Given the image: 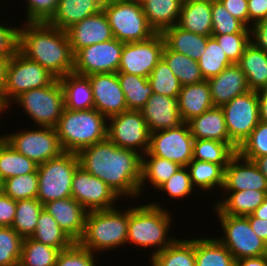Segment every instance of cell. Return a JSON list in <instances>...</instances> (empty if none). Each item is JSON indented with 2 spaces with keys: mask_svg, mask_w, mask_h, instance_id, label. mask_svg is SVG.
Listing matches in <instances>:
<instances>
[{
  "mask_svg": "<svg viewBox=\"0 0 267 266\" xmlns=\"http://www.w3.org/2000/svg\"><path fill=\"white\" fill-rule=\"evenodd\" d=\"M94 255L96 254L74 242L69 248L60 251L55 266H96L98 261Z\"/></svg>",
  "mask_w": 267,
  "mask_h": 266,
  "instance_id": "obj_52",
  "label": "cell"
},
{
  "mask_svg": "<svg viewBox=\"0 0 267 266\" xmlns=\"http://www.w3.org/2000/svg\"><path fill=\"white\" fill-rule=\"evenodd\" d=\"M124 43L111 40L86 46L74 54V73L88 76L117 73Z\"/></svg>",
  "mask_w": 267,
  "mask_h": 266,
  "instance_id": "obj_15",
  "label": "cell"
},
{
  "mask_svg": "<svg viewBox=\"0 0 267 266\" xmlns=\"http://www.w3.org/2000/svg\"><path fill=\"white\" fill-rule=\"evenodd\" d=\"M23 240L12 227H0V266L19 265Z\"/></svg>",
  "mask_w": 267,
  "mask_h": 266,
  "instance_id": "obj_48",
  "label": "cell"
},
{
  "mask_svg": "<svg viewBox=\"0 0 267 266\" xmlns=\"http://www.w3.org/2000/svg\"><path fill=\"white\" fill-rule=\"evenodd\" d=\"M44 209L74 242L81 239L88 211L73 197L49 201Z\"/></svg>",
  "mask_w": 267,
  "mask_h": 266,
  "instance_id": "obj_21",
  "label": "cell"
},
{
  "mask_svg": "<svg viewBox=\"0 0 267 266\" xmlns=\"http://www.w3.org/2000/svg\"><path fill=\"white\" fill-rule=\"evenodd\" d=\"M211 36L216 39L232 63L239 62L245 48L251 43L250 33H233Z\"/></svg>",
  "mask_w": 267,
  "mask_h": 266,
  "instance_id": "obj_51",
  "label": "cell"
},
{
  "mask_svg": "<svg viewBox=\"0 0 267 266\" xmlns=\"http://www.w3.org/2000/svg\"><path fill=\"white\" fill-rule=\"evenodd\" d=\"M56 78L34 60L19 50L9 59L5 75L7 110L21 93L50 85Z\"/></svg>",
  "mask_w": 267,
  "mask_h": 266,
  "instance_id": "obj_9",
  "label": "cell"
},
{
  "mask_svg": "<svg viewBox=\"0 0 267 266\" xmlns=\"http://www.w3.org/2000/svg\"><path fill=\"white\" fill-rule=\"evenodd\" d=\"M72 197L88 212L115 208L114 203L121 199L105 182L80 166L73 176Z\"/></svg>",
  "mask_w": 267,
  "mask_h": 266,
  "instance_id": "obj_17",
  "label": "cell"
},
{
  "mask_svg": "<svg viewBox=\"0 0 267 266\" xmlns=\"http://www.w3.org/2000/svg\"><path fill=\"white\" fill-rule=\"evenodd\" d=\"M253 162L258 167L259 171L267 178V155L257 157Z\"/></svg>",
  "mask_w": 267,
  "mask_h": 266,
  "instance_id": "obj_64",
  "label": "cell"
},
{
  "mask_svg": "<svg viewBox=\"0 0 267 266\" xmlns=\"http://www.w3.org/2000/svg\"><path fill=\"white\" fill-rule=\"evenodd\" d=\"M256 218L267 220V196L265 197L263 203L252 213Z\"/></svg>",
  "mask_w": 267,
  "mask_h": 266,
  "instance_id": "obj_63",
  "label": "cell"
},
{
  "mask_svg": "<svg viewBox=\"0 0 267 266\" xmlns=\"http://www.w3.org/2000/svg\"><path fill=\"white\" fill-rule=\"evenodd\" d=\"M235 266H267L264 256L235 260Z\"/></svg>",
  "mask_w": 267,
  "mask_h": 266,
  "instance_id": "obj_62",
  "label": "cell"
},
{
  "mask_svg": "<svg viewBox=\"0 0 267 266\" xmlns=\"http://www.w3.org/2000/svg\"><path fill=\"white\" fill-rule=\"evenodd\" d=\"M38 175L29 173L5 179L2 192L13 200L37 198Z\"/></svg>",
  "mask_w": 267,
  "mask_h": 266,
  "instance_id": "obj_46",
  "label": "cell"
},
{
  "mask_svg": "<svg viewBox=\"0 0 267 266\" xmlns=\"http://www.w3.org/2000/svg\"><path fill=\"white\" fill-rule=\"evenodd\" d=\"M2 190H3V180L0 177V193L2 192Z\"/></svg>",
  "mask_w": 267,
  "mask_h": 266,
  "instance_id": "obj_67",
  "label": "cell"
},
{
  "mask_svg": "<svg viewBox=\"0 0 267 266\" xmlns=\"http://www.w3.org/2000/svg\"><path fill=\"white\" fill-rule=\"evenodd\" d=\"M66 32L73 54L86 46L114 38L103 10L75 23Z\"/></svg>",
  "mask_w": 267,
  "mask_h": 266,
  "instance_id": "obj_20",
  "label": "cell"
},
{
  "mask_svg": "<svg viewBox=\"0 0 267 266\" xmlns=\"http://www.w3.org/2000/svg\"><path fill=\"white\" fill-rule=\"evenodd\" d=\"M233 33H250V28L233 17L219 0H212V35Z\"/></svg>",
  "mask_w": 267,
  "mask_h": 266,
  "instance_id": "obj_47",
  "label": "cell"
},
{
  "mask_svg": "<svg viewBox=\"0 0 267 266\" xmlns=\"http://www.w3.org/2000/svg\"><path fill=\"white\" fill-rule=\"evenodd\" d=\"M260 121L267 123V88L257 91Z\"/></svg>",
  "mask_w": 267,
  "mask_h": 266,
  "instance_id": "obj_61",
  "label": "cell"
},
{
  "mask_svg": "<svg viewBox=\"0 0 267 266\" xmlns=\"http://www.w3.org/2000/svg\"><path fill=\"white\" fill-rule=\"evenodd\" d=\"M245 217L255 234L267 244V220L256 218L252 214Z\"/></svg>",
  "mask_w": 267,
  "mask_h": 266,
  "instance_id": "obj_59",
  "label": "cell"
},
{
  "mask_svg": "<svg viewBox=\"0 0 267 266\" xmlns=\"http://www.w3.org/2000/svg\"><path fill=\"white\" fill-rule=\"evenodd\" d=\"M160 205L153 201L129 208L127 243L143 249L157 248L150 256L164 250L176 239L168 233L172 226L171 212Z\"/></svg>",
  "mask_w": 267,
  "mask_h": 266,
  "instance_id": "obj_3",
  "label": "cell"
},
{
  "mask_svg": "<svg viewBox=\"0 0 267 266\" xmlns=\"http://www.w3.org/2000/svg\"><path fill=\"white\" fill-rule=\"evenodd\" d=\"M2 137L20 154L42 164L58 157L62 152L55 128L39 127L25 128L16 133L2 135Z\"/></svg>",
  "mask_w": 267,
  "mask_h": 266,
  "instance_id": "obj_12",
  "label": "cell"
},
{
  "mask_svg": "<svg viewBox=\"0 0 267 266\" xmlns=\"http://www.w3.org/2000/svg\"><path fill=\"white\" fill-rule=\"evenodd\" d=\"M2 112H5V111H3L1 108H0V115L2 114ZM2 136H0V138H1Z\"/></svg>",
  "mask_w": 267,
  "mask_h": 266,
  "instance_id": "obj_69",
  "label": "cell"
},
{
  "mask_svg": "<svg viewBox=\"0 0 267 266\" xmlns=\"http://www.w3.org/2000/svg\"><path fill=\"white\" fill-rule=\"evenodd\" d=\"M226 10L249 28L248 0H219Z\"/></svg>",
  "mask_w": 267,
  "mask_h": 266,
  "instance_id": "obj_56",
  "label": "cell"
},
{
  "mask_svg": "<svg viewBox=\"0 0 267 266\" xmlns=\"http://www.w3.org/2000/svg\"><path fill=\"white\" fill-rule=\"evenodd\" d=\"M179 164L153 155H142V180L139 186L140 194L144 193L145 183L156 190L164 184L174 173L180 170ZM147 181V182H146Z\"/></svg>",
  "mask_w": 267,
  "mask_h": 266,
  "instance_id": "obj_36",
  "label": "cell"
},
{
  "mask_svg": "<svg viewBox=\"0 0 267 266\" xmlns=\"http://www.w3.org/2000/svg\"><path fill=\"white\" fill-rule=\"evenodd\" d=\"M147 79L154 93L178 98L181 84L163 59L158 62Z\"/></svg>",
  "mask_w": 267,
  "mask_h": 266,
  "instance_id": "obj_45",
  "label": "cell"
},
{
  "mask_svg": "<svg viewBox=\"0 0 267 266\" xmlns=\"http://www.w3.org/2000/svg\"><path fill=\"white\" fill-rule=\"evenodd\" d=\"M194 137L187 123L177 127L154 131L148 151L143 155L158 156L186 167L193 160Z\"/></svg>",
  "mask_w": 267,
  "mask_h": 266,
  "instance_id": "obj_14",
  "label": "cell"
},
{
  "mask_svg": "<svg viewBox=\"0 0 267 266\" xmlns=\"http://www.w3.org/2000/svg\"><path fill=\"white\" fill-rule=\"evenodd\" d=\"M207 81L212 102L218 107L250 91L247 78L237 63L227 66L217 76Z\"/></svg>",
  "mask_w": 267,
  "mask_h": 266,
  "instance_id": "obj_23",
  "label": "cell"
},
{
  "mask_svg": "<svg viewBox=\"0 0 267 266\" xmlns=\"http://www.w3.org/2000/svg\"><path fill=\"white\" fill-rule=\"evenodd\" d=\"M117 208L88 212L78 243L94 254L126 245L129 207L124 211Z\"/></svg>",
  "mask_w": 267,
  "mask_h": 266,
  "instance_id": "obj_5",
  "label": "cell"
},
{
  "mask_svg": "<svg viewBox=\"0 0 267 266\" xmlns=\"http://www.w3.org/2000/svg\"><path fill=\"white\" fill-rule=\"evenodd\" d=\"M177 26L203 36L212 35V0H184Z\"/></svg>",
  "mask_w": 267,
  "mask_h": 266,
  "instance_id": "obj_27",
  "label": "cell"
},
{
  "mask_svg": "<svg viewBox=\"0 0 267 266\" xmlns=\"http://www.w3.org/2000/svg\"><path fill=\"white\" fill-rule=\"evenodd\" d=\"M237 153L244 159L253 161L267 155V123L260 121L249 137L238 148Z\"/></svg>",
  "mask_w": 267,
  "mask_h": 266,
  "instance_id": "obj_49",
  "label": "cell"
},
{
  "mask_svg": "<svg viewBox=\"0 0 267 266\" xmlns=\"http://www.w3.org/2000/svg\"><path fill=\"white\" fill-rule=\"evenodd\" d=\"M60 250L37 242L31 237L24 238L19 261L20 266H55Z\"/></svg>",
  "mask_w": 267,
  "mask_h": 266,
  "instance_id": "obj_42",
  "label": "cell"
},
{
  "mask_svg": "<svg viewBox=\"0 0 267 266\" xmlns=\"http://www.w3.org/2000/svg\"><path fill=\"white\" fill-rule=\"evenodd\" d=\"M38 164L16 151L3 137L0 138V177L5 179L37 173Z\"/></svg>",
  "mask_w": 267,
  "mask_h": 266,
  "instance_id": "obj_35",
  "label": "cell"
},
{
  "mask_svg": "<svg viewBox=\"0 0 267 266\" xmlns=\"http://www.w3.org/2000/svg\"><path fill=\"white\" fill-rule=\"evenodd\" d=\"M247 78L250 90L267 88V53L250 43L237 63Z\"/></svg>",
  "mask_w": 267,
  "mask_h": 266,
  "instance_id": "obj_32",
  "label": "cell"
},
{
  "mask_svg": "<svg viewBox=\"0 0 267 266\" xmlns=\"http://www.w3.org/2000/svg\"><path fill=\"white\" fill-rule=\"evenodd\" d=\"M151 266H196L195 238L175 239L167 248L149 257Z\"/></svg>",
  "mask_w": 267,
  "mask_h": 266,
  "instance_id": "obj_33",
  "label": "cell"
},
{
  "mask_svg": "<svg viewBox=\"0 0 267 266\" xmlns=\"http://www.w3.org/2000/svg\"><path fill=\"white\" fill-rule=\"evenodd\" d=\"M125 1L142 5L146 0H125Z\"/></svg>",
  "mask_w": 267,
  "mask_h": 266,
  "instance_id": "obj_66",
  "label": "cell"
},
{
  "mask_svg": "<svg viewBox=\"0 0 267 266\" xmlns=\"http://www.w3.org/2000/svg\"><path fill=\"white\" fill-rule=\"evenodd\" d=\"M12 103L19 104L37 127L55 128L65 108L64 90L59 79L50 85L21 93Z\"/></svg>",
  "mask_w": 267,
  "mask_h": 266,
  "instance_id": "obj_7",
  "label": "cell"
},
{
  "mask_svg": "<svg viewBox=\"0 0 267 266\" xmlns=\"http://www.w3.org/2000/svg\"><path fill=\"white\" fill-rule=\"evenodd\" d=\"M230 141L239 148L260 122L258 94L248 91L221 106Z\"/></svg>",
  "mask_w": 267,
  "mask_h": 266,
  "instance_id": "obj_13",
  "label": "cell"
},
{
  "mask_svg": "<svg viewBox=\"0 0 267 266\" xmlns=\"http://www.w3.org/2000/svg\"><path fill=\"white\" fill-rule=\"evenodd\" d=\"M162 59L178 78L181 86L195 84L205 80L202 76L198 61L186 55L172 51L164 46Z\"/></svg>",
  "mask_w": 267,
  "mask_h": 266,
  "instance_id": "obj_40",
  "label": "cell"
},
{
  "mask_svg": "<svg viewBox=\"0 0 267 266\" xmlns=\"http://www.w3.org/2000/svg\"><path fill=\"white\" fill-rule=\"evenodd\" d=\"M184 0H146L143 12L156 33L177 25Z\"/></svg>",
  "mask_w": 267,
  "mask_h": 266,
  "instance_id": "obj_30",
  "label": "cell"
},
{
  "mask_svg": "<svg viewBox=\"0 0 267 266\" xmlns=\"http://www.w3.org/2000/svg\"><path fill=\"white\" fill-rule=\"evenodd\" d=\"M26 21H47L55 11L57 0H26Z\"/></svg>",
  "mask_w": 267,
  "mask_h": 266,
  "instance_id": "obj_54",
  "label": "cell"
},
{
  "mask_svg": "<svg viewBox=\"0 0 267 266\" xmlns=\"http://www.w3.org/2000/svg\"><path fill=\"white\" fill-rule=\"evenodd\" d=\"M233 64L213 36L207 41L205 52L198 60L202 76L205 80L217 76L227 66Z\"/></svg>",
  "mask_w": 267,
  "mask_h": 266,
  "instance_id": "obj_44",
  "label": "cell"
},
{
  "mask_svg": "<svg viewBox=\"0 0 267 266\" xmlns=\"http://www.w3.org/2000/svg\"><path fill=\"white\" fill-rule=\"evenodd\" d=\"M141 112L151 133L183 123L178 109V98L153 92Z\"/></svg>",
  "mask_w": 267,
  "mask_h": 266,
  "instance_id": "obj_22",
  "label": "cell"
},
{
  "mask_svg": "<svg viewBox=\"0 0 267 266\" xmlns=\"http://www.w3.org/2000/svg\"><path fill=\"white\" fill-rule=\"evenodd\" d=\"M3 24L0 21V58L9 60L18 51L19 27Z\"/></svg>",
  "mask_w": 267,
  "mask_h": 266,
  "instance_id": "obj_53",
  "label": "cell"
},
{
  "mask_svg": "<svg viewBox=\"0 0 267 266\" xmlns=\"http://www.w3.org/2000/svg\"><path fill=\"white\" fill-rule=\"evenodd\" d=\"M101 10H103L101 0H57L55 11L47 22L66 31L75 23Z\"/></svg>",
  "mask_w": 267,
  "mask_h": 266,
  "instance_id": "obj_25",
  "label": "cell"
},
{
  "mask_svg": "<svg viewBox=\"0 0 267 266\" xmlns=\"http://www.w3.org/2000/svg\"><path fill=\"white\" fill-rule=\"evenodd\" d=\"M249 28L267 18V0H248Z\"/></svg>",
  "mask_w": 267,
  "mask_h": 266,
  "instance_id": "obj_58",
  "label": "cell"
},
{
  "mask_svg": "<svg viewBox=\"0 0 267 266\" xmlns=\"http://www.w3.org/2000/svg\"><path fill=\"white\" fill-rule=\"evenodd\" d=\"M44 205L37 199L16 201V211L12 228L23 238L31 237L35 232L38 217Z\"/></svg>",
  "mask_w": 267,
  "mask_h": 266,
  "instance_id": "obj_41",
  "label": "cell"
},
{
  "mask_svg": "<svg viewBox=\"0 0 267 266\" xmlns=\"http://www.w3.org/2000/svg\"><path fill=\"white\" fill-rule=\"evenodd\" d=\"M16 211V200L0 193V227H11Z\"/></svg>",
  "mask_w": 267,
  "mask_h": 266,
  "instance_id": "obj_55",
  "label": "cell"
},
{
  "mask_svg": "<svg viewBox=\"0 0 267 266\" xmlns=\"http://www.w3.org/2000/svg\"><path fill=\"white\" fill-rule=\"evenodd\" d=\"M55 130L62 150L78 153L107 138V118L94 108H64Z\"/></svg>",
  "mask_w": 267,
  "mask_h": 266,
  "instance_id": "obj_4",
  "label": "cell"
},
{
  "mask_svg": "<svg viewBox=\"0 0 267 266\" xmlns=\"http://www.w3.org/2000/svg\"><path fill=\"white\" fill-rule=\"evenodd\" d=\"M8 59L0 58V108L4 111L7 110V97L5 92V75L8 65Z\"/></svg>",
  "mask_w": 267,
  "mask_h": 266,
  "instance_id": "obj_60",
  "label": "cell"
},
{
  "mask_svg": "<svg viewBox=\"0 0 267 266\" xmlns=\"http://www.w3.org/2000/svg\"><path fill=\"white\" fill-rule=\"evenodd\" d=\"M151 132L141 110H126L107 118V138L116 146L137 151H148Z\"/></svg>",
  "mask_w": 267,
  "mask_h": 266,
  "instance_id": "obj_10",
  "label": "cell"
},
{
  "mask_svg": "<svg viewBox=\"0 0 267 266\" xmlns=\"http://www.w3.org/2000/svg\"><path fill=\"white\" fill-rule=\"evenodd\" d=\"M250 42L267 53V23L261 21L251 25Z\"/></svg>",
  "mask_w": 267,
  "mask_h": 266,
  "instance_id": "obj_57",
  "label": "cell"
},
{
  "mask_svg": "<svg viewBox=\"0 0 267 266\" xmlns=\"http://www.w3.org/2000/svg\"><path fill=\"white\" fill-rule=\"evenodd\" d=\"M79 166L77 153L62 152L37 167V199L44 205L52 200L72 197V180Z\"/></svg>",
  "mask_w": 267,
  "mask_h": 266,
  "instance_id": "obj_6",
  "label": "cell"
},
{
  "mask_svg": "<svg viewBox=\"0 0 267 266\" xmlns=\"http://www.w3.org/2000/svg\"><path fill=\"white\" fill-rule=\"evenodd\" d=\"M114 38L123 43L143 41L156 32L148 24L140 4L123 1L103 5Z\"/></svg>",
  "mask_w": 267,
  "mask_h": 266,
  "instance_id": "obj_8",
  "label": "cell"
},
{
  "mask_svg": "<svg viewBox=\"0 0 267 266\" xmlns=\"http://www.w3.org/2000/svg\"><path fill=\"white\" fill-rule=\"evenodd\" d=\"M161 34L168 49L186 55L196 61L205 52L207 41L210 37L183 30L177 25L167 28Z\"/></svg>",
  "mask_w": 267,
  "mask_h": 266,
  "instance_id": "obj_29",
  "label": "cell"
},
{
  "mask_svg": "<svg viewBox=\"0 0 267 266\" xmlns=\"http://www.w3.org/2000/svg\"><path fill=\"white\" fill-rule=\"evenodd\" d=\"M87 77L92 88L94 109L106 118L128 110L117 73L92 74Z\"/></svg>",
  "mask_w": 267,
  "mask_h": 266,
  "instance_id": "obj_18",
  "label": "cell"
},
{
  "mask_svg": "<svg viewBox=\"0 0 267 266\" xmlns=\"http://www.w3.org/2000/svg\"><path fill=\"white\" fill-rule=\"evenodd\" d=\"M212 107H214V104L207 80L181 86L178 96V109L183 122L187 123Z\"/></svg>",
  "mask_w": 267,
  "mask_h": 266,
  "instance_id": "obj_26",
  "label": "cell"
},
{
  "mask_svg": "<svg viewBox=\"0 0 267 266\" xmlns=\"http://www.w3.org/2000/svg\"><path fill=\"white\" fill-rule=\"evenodd\" d=\"M77 156L80 167L105 182L121 199L141 196L142 155L137 151L118 147L106 138Z\"/></svg>",
  "mask_w": 267,
  "mask_h": 266,
  "instance_id": "obj_1",
  "label": "cell"
},
{
  "mask_svg": "<svg viewBox=\"0 0 267 266\" xmlns=\"http://www.w3.org/2000/svg\"><path fill=\"white\" fill-rule=\"evenodd\" d=\"M243 190L267 191V178L259 171L253 161L244 159L236 153L224 170L222 191Z\"/></svg>",
  "mask_w": 267,
  "mask_h": 266,
  "instance_id": "obj_19",
  "label": "cell"
},
{
  "mask_svg": "<svg viewBox=\"0 0 267 266\" xmlns=\"http://www.w3.org/2000/svg\"><path fill=\"white\" fill-rule=\"evenodd\" d=\"M117 76L124 92L128 110H141L153 94L148 79L123 72H117Z\"/></svg>",
  "mask_w": 267,
  "mask_h": 266,
  "instance_id": "obj_39",
  "label": "cell"
},
{
  "mask_svg": "<svg viewBox=\"0 0 267 266\" xmlns=\"http://www.w3.org/2000/svg\"><path fill=\"white\" fill-rule=\"evenodd\" d=\"M26 22V23H25ZM19 26L18 50L60 79L74 71V54L65 30L47 21H25Z\"/></svg>",
  "mask_w": 267,
  "mask_h": 266,
  "instance_id": "obj_2",
  "label": "cell"
},
{
  "mask_svg": "<svg viewBox=\"0 0 267 266\" xmlns=\"http://www.w3.org/2000/svg\"><path fill=\"white\" fill-rule=\"evenodd\" d=\"M236 152L224 142L210 139H195L193 143V159L221 165L224 169Z\"/></svg>",
  "mask_w": 267,
  "mask_h": 266,
  "instance_id": "obj_43",
  "label": "cell"
},
{
  "mask_svg": "<svg viewBox=\"0 0 267 266\" xmlns=\"http://www.w3.org/2000/svg\"><path fill=\"white\" fill-rule=\"evenodd\" d=\"M194 139H210L227 143L236 153L238 148L230 141L221 107L214 106L187 122Z\"/></svg>",
  "mask_w": 267,
  "mask_h": 266,
  "instance_id": "obj_24",
  "label": "cell"
},
{
  "mask_svg": "<svg viewBox=\"0 0 267 266\" xmlns=\"http://www.w3.org/2000/svg\"><path fill=\"white\" fill-rule=\"evenodd\" d=\"M158 190L166 192L168 197L170 196L173 199H183L190 196L195 189L192 185L188 168L181 167Z\"/></svg>",
  "mask_w": 267,
  "mask_h": 266,
  "instance_id": "obj_50",
  "label": "cell"
},
{
  "mask_svg": "<svg viewBox=\"0 0 267 266\" xmlns=\"http://www.w3.org/2000/svg\"><path fill=\"white\" fill-rule=\"evenodd\" d=\"M220 202L213 206L216 215L248 216L251 215L264 201L267 191L243 190L225 192Z\"/></svg>",
  "mask_w": 267,
  "mask_h": 266,
  "instance_id": "obj_28",
  "label": "cell"
},
{
  "mask_svg": "<svg viewBox=\"0 0 267 266\" xmlns=\"http://www.w3.org/2000/svg\"><path fill=\"white\" fill-rule=\"evenodd\" d=\"M264 258L266 260V264H267V245H266V249L264 250Z\"/></svg>",
  "mask_w": 267,
  "mask_h": 266,
  "instance_id": "obj_68",
  "label": "cell"
},
{
  "mask_svg": "<svg viewBox=\"0 0 267 266\" xmlns=\"http://www.w3.org/2000/svg\"><path fill=\"white\" fill-rule=\"evenodd\" d=\"M164 46L161 33H155L143 41L124 43L118 72L148 78L162 59Z\"/></svg>",
  "mask_w": 267,
  "mask_h": 266,
  "instance_id": "obj_16",
  "label": "cell"
},
{
  "mask_svg": "<svg viewBox=\"0 0 267 266\" xmlns=\"http://www.w3.org/2000/svg\"><path fill=\"white\" fill-rule=\"evenodd\" d=\"M196 266H235V258L217 238H195Z\"/></svg>",
  "mask_w": 267,
  "mask_h": 266,
  "instance_id": "obj_34",
  "label": "cell"
},
{
  "mask_svg": "<svg viewBox=\"0 0 267 266\" xmlns=\"http://www.w3.org/2000/svg\"><path fill=\"white\" fill-rule=\"evenodd\" d=\"M31 238L60 251L69 248L74 243L44 208L38 217L37 226Z\"/></svg>",
  "mask_w": 267,
  "mask_h": 266,
  "instance_id": "obj_37",
  "label": "cell"
},
{
  "mask_svg": "<svg viewBox=\"0 0 267 266\" xmlns=\"http://www.w3.org/2000/svg\"><path fill=\"white\" fill-rule=\"evenodd\" d=\"M125 0H101L103 5L111 4V3H116V2H123Z\"/></svg>",
  "mask_w": 267,
  "mask_h": 266,
  "instance_id": "obj_65",
  "label": "cell"
},
{
  "mask_svg": "<svg viewBox=\"0 0 267 266\" xmlns=\"http://www.w3.org/2000/svg\"><path fill=\"white\" fill-rule=\"evenodd\" d=\"M217 218L224 236L216 238L230 251L235 260L264 255L267 244L255 234L246 217L218 215Z\"/></svg>",
  "mask_w": 267,
  "mask_h": 266,
  "instance_id": "obj_11",
  "label": "cell"
},
{
  "mask_svg": "<svg viewBox=\"0 0 267 266\" xmlns=\"http://www.w3.org/2000/svg\"><path fill=\"white\" fill-rule=\"evenodd\" d=\"M59 80L64 90L66 109L86 110L93 108V93L87 76L72 72Z\"/></svg>",
  "mask_w": 267,
  "mask_h": 266,
  "instance_id": "obj_31",
  "label": "cell"
},
{
  "mask_svg": "<svg viewBox=\"0 0 267 266\" xmlns=\"http://www.w3.org/2000/svg\"><path fill=\"white\" fill-rule=\"evenodd\" d=\"M194 188L201 191L222 190L224 183V168L212 162L192 160L187 166Z\"/></svg>",
  "mask_w": 267,
  "mask_h": 266,
  "instance_id": "obj_38",
  "label": "cell"
}]
</instances>
